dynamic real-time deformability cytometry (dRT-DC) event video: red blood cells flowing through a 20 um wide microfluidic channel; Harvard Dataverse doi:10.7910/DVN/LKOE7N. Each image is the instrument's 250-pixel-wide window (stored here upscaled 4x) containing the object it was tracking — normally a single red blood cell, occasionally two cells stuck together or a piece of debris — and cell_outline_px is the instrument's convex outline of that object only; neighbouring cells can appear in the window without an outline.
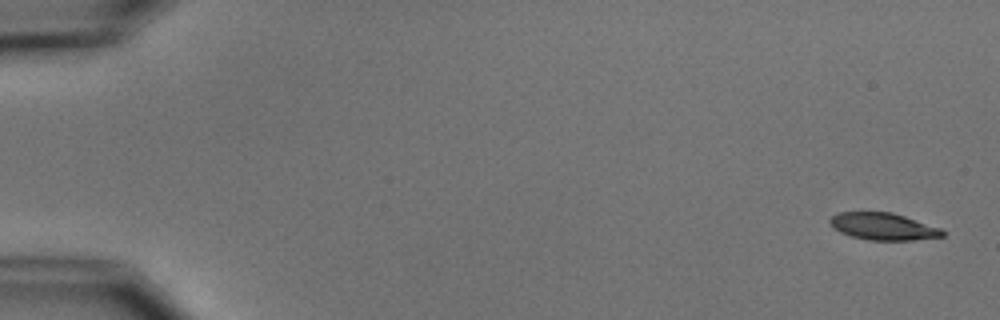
{"species": "common noctule bat (a hibernating species)", "species_latin": "Nyctalus noctula", "temperature_condition": "cold", "stored_images_in_passage": 6, "segment_of_instrument_passage": [1, 2], "camera_frame_rate_fps": 3000, "um_per_image_px": 0.085, "animal": {"sex": "male", "body_mass_g": 15.6}, "frame": {"image": 1, "passage_image": 1, "time_ms": 0.0, "image_size_px": [1000, 320], "cell_outline_px": [[944, 236], [912, 240], [868, 240], [852, 236], [840, 232], [832, 228], [828, 220], [836, 212], [892, 212], [940, 228], [944, 232]], "centroid_in_image_um": [75.02, 19.24], "position_along_channel_um": 10.0, "area_um2": 17.69}}
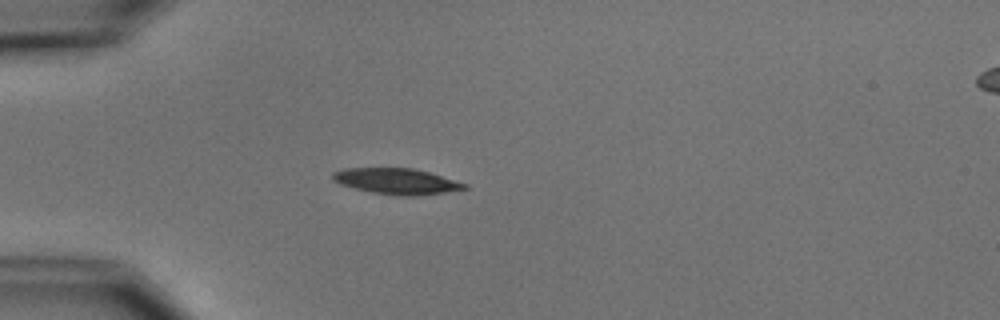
{"frame": {"image": 2, "passage_image": 5, "time_ms": 4.667, "image_size_px": [1000, 320], "cell_outline_px": [[468, 188], [444, 192], [412, 196], [396, 196], [372, 192], [340, 184], [332, 180], [332, 172], [344, 168], [412, 168], [428, 172], [468, 184]], "centroid_in_image_um": [33.68, 15.4], "position_along_channel_um": 51.3, "area_um2": 19.71}}